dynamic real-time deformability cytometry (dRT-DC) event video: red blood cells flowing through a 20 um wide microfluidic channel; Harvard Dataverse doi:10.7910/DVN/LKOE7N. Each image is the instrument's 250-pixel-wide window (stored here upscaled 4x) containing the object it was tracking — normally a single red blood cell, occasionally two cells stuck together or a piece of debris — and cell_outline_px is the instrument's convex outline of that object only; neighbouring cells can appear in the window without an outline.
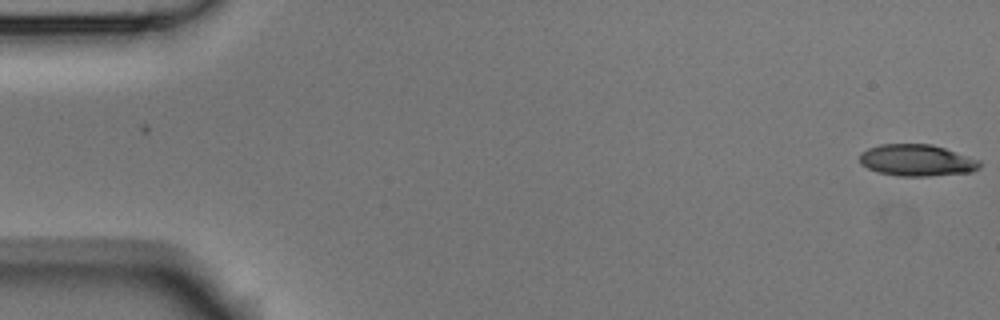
{"species": "Egyptian fruit bat (a non-hibernating species)", "species_latin": "Rousettus aegyptiacus", "temperature_condition": "room temperature", "stored_images_in_passage": 2, "camera_frame_rate_fps": 3000, "um_per_image_px": 0.085, "animal": {"sex": "male"}, "frame": {"image": 1, "passage_image": 2, "time_ms": 0.333, "image_size_px": [1000, 320], "cell_outline_px": [[980, 168], [972, 172], [928, 176], [900, 176], [880, 172], [868, 168], [860, 164], [860, 152], [868, 148], [880, 144], [932, 144], [980, 160]], "centroid_in_image_um": [77.93, 13.62], "position_along_channel_um": 7.1, "area_um2": 22.08}}